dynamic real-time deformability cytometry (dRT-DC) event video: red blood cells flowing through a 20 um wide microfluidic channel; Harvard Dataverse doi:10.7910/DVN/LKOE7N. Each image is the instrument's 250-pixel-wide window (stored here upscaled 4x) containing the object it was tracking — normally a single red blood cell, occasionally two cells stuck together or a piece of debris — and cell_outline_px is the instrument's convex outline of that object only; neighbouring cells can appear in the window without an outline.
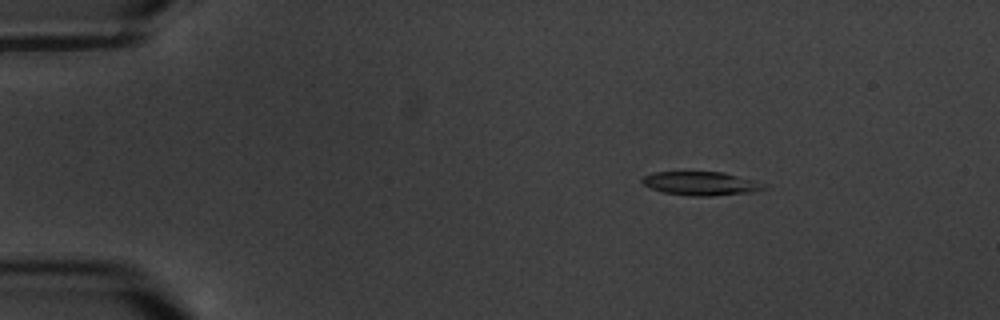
{"species": "common noctule bat (a hibernating species)", "species_latin": "Nyctalus noctula", "temperature_condition": "warm", "stored_images_in_passage": 6, "camera_frame_rate_fps": 3000, "um_per_image_px": 0.085, "animal": {"sex": "male", "body_mass_g": 20.1, "forearm_length_mm": 53.5}, "frame": {"image": 1, "passage_image": 3, "time_ms": 2.333, "image_size_px": [1000, 320], "cell_outline_px": [[768, 188], [756, 192], [712, 196], [692, 196], [664, 192], [652, 188], [644, 184], [640, 180], [644, 176], [656, 172], [724, 172], [756, 180], [768, 184]], "centroid_in_image_um": [59.7, 15.6], "position_along_channel_um": 25.3, "area_um2": 16.99}}
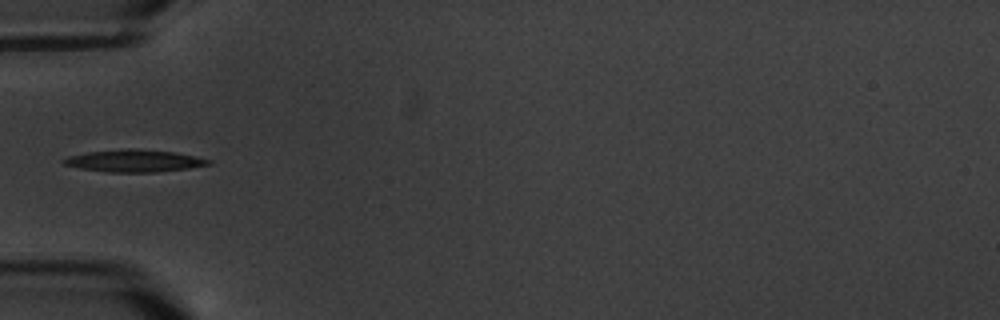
{"frame": {"image": 2, "passage_image": 6, "time_ms": 6.0, "image_size_px": [1000, 320], "cell_outline_px": [[212, 164], [188, 168], [156, 172], [108, 172], [80, 168], [64, 164], [60, 160], [68, 156], [88, 152], [124, 148], [136, 148], [176, 152], [196, 156], [212, 160]], "centroid_in_image_um": [11.43, 13.66], "position_along_channel_um": 73.6, "area_um2": 18.9}}